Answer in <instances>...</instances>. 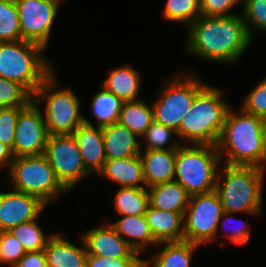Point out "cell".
Masks as SVG:
<instances>
[{
    "mask_svg": "<svg viewBox=\"0 0 266 267\" xmlns=\"http://www.w3.org/2000/svg\"><path fill=\"white\" fill-rule=\"evenodd\" d=\"M172 134L177 135V132L165 125L153 121L151 126L146 130L143 135L146 141H148L146 150L177 149L180 146L178 145V143H173V145L168 149V146H166V148L163 147L165 144H167V142H169Z\"/></svg>",
    "mask_w": 266,
    "mask_h": 267,
    "instance_id": "obj_35",
    "label": "cell"
},
{
    "mask_svg": "<svg viewBox=\"0 0 266 267\" xmlns=\"http://www.w3.org/2000/svg\"><path fill=\"white\" fill-rule=\"evenodd\" d=\"M188 28L187 50L216 62H235L252 41L242 15H201Z\"/></svg>",
    "mask_w": 266,
    "mask_h": 267,
    "instance_id": "obj_1",
    "label": "cell"
},
{
    "mask_svg": "<svg viewBox=\"0 0 266 267\" xmlns=\"http://www.w3.org/2000/svg\"><path fill=\"white\" fill-rule=\"evenodd\" d=\"M19 14L21 37L46 49L61 0H14Z\"/></svg>",
    "mask_w": 266,
    "mask_h": 267,
    "instance_id": "obj_12",
    "label": "cell"
},
{
    "mask_svg": "<svg viewBox=\"0 0 266 267\" xmlns=\"http://www.w3.org/2000/svg\"><path fill=\"white\" fill-rule=\"evenodd\" d=\"M106 160L140 155L137 135L119 122L101 127Z\"/></svg>",
    "mask_w": 266,
    "mask_h": 267,
    "instance_id": "obj_19",
    "label": "cell"
},
{
    "mask_svg": "<svg viewBox=\"0 0 266 267\" xmlns=\"http://www.w3.org/2000/svg\"><path fill=\"white\" fill-rule=\"evenodd\" d=\"M46 204L38 197L20 191L0 193V231L36 219Z\"/></svg>",
    "mask_w": 266,
    "mask_h": 267,
    "instance_id": "obj_14",
    "label": "cell"
},
{
    "mask_svg": "<svg viewBox=\"0 0 266 267\" xmlns=\"http://www.w3.org/2000/svg\"><path fill=\"white\" fill-rule=\"evenodd\" d=\"M221 90L205 86L181 120L177 136L197 145L216 146L229 106L221 101Z\"/></svg>",
    "mask_w": 266,
    "mask_h": 267,
    "instance_id": "obj_3",
    "label": "cell"
},
{
    "mask_svg": "<svg viewBox=\"0 0 266 267\" xmlns=\"http://www.w3.org/2000/svg\"><path fill=\"white\" fill-rule=\"evenodd\" d=\"M26 106L0 107V142L8 146L13 154L14 133L19 113Z\"/></svg>",
    "mask_w": 266,
    "mask_h": 267,
    "instance_id": "obj_33",
    "label": "cell"
},
{
    "mask_svg": "<svg viewBox=\"0 0 266 267\" xmlns=\"http://www.w3.org/2000/svg\"><path fill=\"white\" fill-rule=\"evenodd\" d=\"M262 133H263L264 143L266 146V117L262 118Z\"/></svg>",
    "mask_w": 266,
    "mask_h": 267,
    "instance_id": "obj_43",
    "label": "cell"
},
{
    "mask_svg": "<svg viewBox=\"0 0 266 267\" xmlns=\"http://www.w3.org/2000/svg\"><path fill=\"white\" fill-rule=\"evenodd\" d=\"M222 153L213 145L182 146L176 149L175 176L189 196L215 190L217 165Z\"/></svg>",
    "mask_w": 266,
    "mask_h": 267,
    "instance_id": "obj_6",
    "label": "cell"
},
{
    "mask_svg": "<svg viewBox=\"0 0 266 267\" xmlns=\"http://www.w3.org/2000/svg\"><path fill=\"white\" fill-rule=\"evenodd\" d=\"M82 240L88 255L112 259L139 258L138 252L127 244L111 224L91 229L82 235Z\"/></svg>",
    "mask_w": 266,
    "mask_h": 267,
    "instance_id": "obj_15",
    "label": "cell"
},
{
    "mask_svg": "<svg viewBox=\"0 0 266 267\" xmlns=\"http://www.w3.org/2000/svg\"><path fill=\"white\" fill-rule=\"evenodd\" d=\"M44 47L29 41L0 42V77L22 85L32 96L53 73L42 58Z\"/></svg>",
    "mask_w": 266,
    "mask_h": 267,
    "instance_id": "obj_4",
    "label": "cell"
},
{
    "mask_svg": "<svg viewBox=\"0 0 266 267\" xmlns=\"http://www.w3.org/2000/svg\"><path fill=\"white\" fill-rule=\"evenodd\" d=\"M243 20L249 36L252 38V26L258 30L266 31V0H245L244 2ZM250 22V23H249ZM248 23L250 25H248ZM251 30V31H250Z\"/></svg>",
    "mask_w": 266,
    "mask_h": 267,
    "instance_id": "obj_34",
    "label": "cell"
},
{
    "mask_svg": "<svg viewBox=\"0 0 266 267\" xmlns=\"http://www.w3.org/2000/svg\"><path fill=\"white\" fill-rule=\"evenodd\" d=\"M140 157L147 189L175 179L176 149L145 150Z\"/></svg>",
    "mask_w": 266,
    "mask_h": 267,
    "instance_id": "obj_17",
    "label": "cell"
},
{
    "mask_svg": "<svg viewBox=\"0 0 266 267\" xmlns=\"http://www.w3.org/2000/svg\"><path fill=\"white\" fill-rule=\"evenodd\" d=\"M18 9L14 0H0V42L21 41Z\"/></svg>",
    "mask_w": 266,
    "mask_h": 267,
    "instance_id": "obj_29",
    "label": "cell"
},
{
    "mask_svg": "<svg viewBox=\"0 0 266 267\" xmlns=\"http://www.w3.org/2000/svg\"><path fill=\"white\" fill-rule=\"evenodd\" d=\"M242 109L255 116L266 117V78L247 96Z\"/></svg>",
    "mask_w": 266,
    "mask_h": 267,
    "instance_id": "obj_37",
    "label": "cell"
},
{
    "mask_svg": "<svg viewBox=\"0 0 266 267\" xmlns=\"http://www.w3.org/2000/svg\"><path fill=\"white\" fill-rule=\"evenodd\" d=\"M184 77H181L183 80H171L152 107L154 121L176 132L184 115L192 107L196 95L206 86L196 77Z\"/></svg>",
    "mask_w": 266,
    "mask_h": 267,
    "instance_id": "obj_10",
    "label": "cell"
},
{
    "mask_svg": "<svg viewBox=\"0 0 266 267\" xmlns=\"http://www.w3.org/2000/svg\"><path fill=\"white\" fill-rule=\"evenodd\" d=\"M13 159H14V156L12 154L11 149L5 144H3L2 142H0V168L3 167L4 165L7 166V164L8 166H10Z\"/></svg>",
    "mask_w": 266,
    "mask_h": 267,
    "instance_id": "obj_42",
    "label": "cell"
},
{
    "mask_svg": "<svg viewBox=\"0 0 266 267\" xmlns=\"http://www.w3.org/2000/svg\"><path fill=\"white\" fill-rule=\"evenodd\" d=\"M229 215V216H228ZM231 213L230 212H223L222 214V223L225 224V222L230 223V219L233 218V216H230ZM245 224V222L243 221L242 224ZM224 227V226H223ZM234 230L233 234L228 235L227 239H229L232 243L235 244H246L249 241V236H250V230L247 229V227L244 225V227L242 226V228H236L233 227L232 228Z\"/></svg>",
    "mask_w": 266,
    "mask_h": 267,
    "instance_id": "obj_41",
    "label": "cell"
},
{
    "mask_svg": "<svg viewBox=\"0 0 266 267\" xmlns=\"http://www.w3.org/2000/svg\"><path fill=\"white\" fill-rule=\"evenodd\" d=\"M241 0H199L201 15L209 17H226L235 15L228 11Z\"/></svg>",
    "mask_w": 266,
    "mask_h": 267,
    "instance_id": "obj_39",
    "label": "cell"
},
{
    "mask_svg": "<svg viewBox=\"0 0 266 267\" xmlns=\"http://www.w3.org/2000/svg\"><path fill=\"white\" fill-rule=\"evenodd\" d=\"M140 74L129 65L117 68L109 73L108 79L101 86L122 101H135L140 85Z\"/></svg>",
    "mask_w": 266,
    "mask_h": 267,
    "instance_id": "obj_24",
    "label": "cell"
},
{
    "mask_svg": "<svg viewBox=\"0 0 266 267\" xmlns=\"http://www.w3.org/2000/svg\"><path fill=\"white\" fill-rule=\"evenodd\" d=\"M86 267H145V261L139 258H105L88 255Z\"/></svg>",
    "mask_w": 266,
    "mask_h": 267,
    "instance_id": "obj_38",
    "label": "cell"
},
{
    "mask_svg": "<svg viewBox=\"0 0 266 267\" xmlns=\"http://www.w3.org/2000/svg\"><path fill=\"white\" fill-rule=\"evenodd\" d=\"M99 174L122 185L121 187H143L142 185H139L141 182L146 187L140 155L129 158L106 160L104 167Z\"/></svg>",
    "mask_w": 266,
    "mask_h": 267,
    "instance_id": "obj_21",
    "label": "cell"
},
{
    "mask_svg": "<svg viewBox=\"0 0 266 267\" xmlns=\"http://www.w3.org/2000/svg\"><path fill=\"white\" fill-rule=\"evenodd\" d=\"M14 190L38 197L46 205L69 191L57 178L44 154L15 157L10 165Z\"/></svg>",
    "mask_w": 266,
    "mask_h": 267,
    "instance_id": "obj_7",
    "label": "cell"
},
{
    "mask_svg": "<svg viewBox=\"0 0 266 267\" xmlns=\"http://www.w3.org/2000/svg\"><path fill=\"white\" fill-rule=\"evenodd\" d=\"M235 115L229 109L218 143V152L226 150V165L264 168L266 146L262 133V118L240 110Z\"/></svg>",
    "mask_w": 266,
    "mask_h": 267,
    "instance_id": "obj_2",
    "label": "cell"
},
{
    "mask_svg": "<svg viewBox=\"0 0 266 267\" xmlns=\"http://www.w3.org/2000/svg\"><path fill=\"white\" fill-rule=\"evenodd\" d=\"M92 99V111L98 120L97 127L109 126L119 121L122 101L104 87Z\"/></svg>",
    "mask_w": 266,
    "mask_h": 267,
    "instance_id": "obj_28",
    "label": "cell"
},
{
    "mask_svg": "<svg viewBox=\"0 0 266 267\" xmlns=\"http://www.w3.org/2000/svg\"><path fill=\"white\" fill-rule=\"evenodd\" d=\"M116 211L122 216L145 215L149 205L146 187H121L115 195Z\"/></svg>",
    "mask_w": 266,
    "mask_h": 267,
    "instance_id": "obj_27",
    "label": "cell"
},
{
    "mask_svg": "<svg viewBox=\"0 0 266 267\" xmlns=\"http://www.w3.org/2000/svg\"><path fill=\"white\" fill-rule=\"evenodd\" d=\"M223 206L218 193L214 190L204 194L189 196L184 212V240L201 245L214 240Z\"/></svg>",
    "mask_w": 266,
    "mask_h": 267,
    "instance_id": "obj_9",
    "label": "cell"
},
{
    "mask_svg": "<svg viewBox=\"0 0 266 267\" xmlns=\"http://www.w3.org/2000/svg\"><path fill=\"white\" fill-rule=\"evenodd\" d=\"M35 220L36 219L21 223L9 231L18 239L26 252L44 250L48 240L51 237H44L41 228L38 226L37 221Z\"/></svg>",
    "mask_w": 266,
    "mask_h": 267,
    "instance_id": "obj_30",
    "label": "cell"
},
{
    "mask_svg": "<svg viewBox=\"0 0 266 267\" xmlns=\"http://www.w3.org/2000/svg\"><path fill=\"white\" fill-rule=\"evenodd\" d=\"M73 136L78 143L86 170L90 174L94 171L100 173L106 161L101 127L94 128L84 117V123L73 132Z\"/></svg>",
    "mask_w": 266,
    "mask_h": 267,
    "instance_id": "obj_16",
    "label": "cell"
},
{
    "mask_svg": "<svg viewBox=\"0 0 266 267\" xmlns=\"http://www.w3.org/2000/svg\"><path fill=\"white\" fill-rule=\"evenodd\" d=\"M165 247L157 255H153L152 267H190L191 255L199 245L186 240L163 242ZM149 267V261H145Z\"/></svg>",
    "mask_w": 266,
    "mask_h": 267,
    "instance_id": "obj_25",
    "label": "cell"
},
{
    "mask_svg": "<svg viewBox=\"0 0 266 267\" xmlns=\"http://www.w3.org/2000/svg\"><path fill=\"white\" fill-rule=\"evenodd\" d=\"M153 121V108L148 107L144 101L123 102L118 122L137 136H143Z\"/></svg>",
    "mask_w": 266,
    "mask_h": 267,
    "instance_id": "obj_26",
    "label": "cell"
},
{
    "mask_svg": "<svg viewBox=\"0 0 266 267\" xmlns=\"http://www.w3.org/2000/svg\"><path fill=\"white\" fill-rule=\"evenodd\" d=\"M14 267H47L44 250L26 252Z\"/></svg>",
    "mask_w": 266,
    "mask_h": 267,
    "instance_id": "obj_40",
    "label": "cell"
},
{
    "mask_svg": "<svg viewBox=\"0 0 266 267\" xmlns=\"http://www.w3.org/2000/svg\"><path fill=\"white\" fill-rule=\"evenodd\" d=\"M47 267H86L87 249L78 248L60 234H52L44 249Z\"/></svg>",
    "mask_w": 266,
    "mask_h": 267,
    "instance_id": "obj_20",
    "label": "cell"
},
{
    "mask_svg": "<svg viewBox=\"0 0 266 267\" xmlns=\"http://www.w3.org/2000/svg\"><path fill=\"white\" fill-rule=\"evenodd\" d=\"M201 16L199 0H167L164 17L184 23L187 28Z\"/></svg>",
    "mask_w": 266,
    "mask_h": 267,
    "instance_id": "obj_31",
    "label": "cell"
},
{
    "mask_svg": "<svg viewBox=\"0 0 266 267\" xmlns=\"http://www.w3.org/2000/svg\"><path fill=\"white\" fill-rule=\"evenodd\" d=\"M44 155L57 178L68 189L90 173L84 166L78 143L73 134L49 135Z\"/></svg>",
    "mask_w": 266,
    "mask_h": 267,
    "instance_id": "obj_11",
    "label": "cell"
},
{
    "mask_svg": "<svg viewBox=\"0 0 266 267\" xmlns=\"http://www.w3.org/2000/svg\"><path fill=\"white\" fill-rule=\"evenodd\" d=\"M25 253L15 236L9 231H0V263H9L14 267Z\"/></svg>",
    "mask_w": 266,
    "mask_h": 267,
    "instance_id": "obj_36",
    "label": "cell"
},
{
    "mask_svg": "<svg viewBox=\"0 0 266 267\" xmlns=\"http://www.w3.org/2000/svg\"><path fill=\"white\" fill-rule=\"evenodd\" d=\"M149 204L154 208L171 211L185 212L189 195L175 180L149 187Z\"/></svg>",
    "mask_w": 266,
    "mask_h": 267,
    "instance_id": "obj_22",
    "label": "cell"
},
{
    "mask_svg": "<svg viewBox=\"0 0 266 267\" xmlns=\"http://www.w3.org/2000/svg\"><path fill=\"white\" fill-rule=\"evenodd\" d=\"M264 168L258 166L226 165L223 169L224 183L217 175L215 191L223 210L257 214L262 202V180Z\"/></svg>",
    "mask_w": 266,
    "mask_h": 267,
    "instance_id": "obj_5",
    "label": "cell"
},
{
    "mask_svg": "<svg viewBox=\"0 0 266 267\" xmlns=\"http://www.w3.org/2000/svg\"><path fill=\"white\" fill-rule=\"evenodd\" d=\"M49 132L45 118L33 100L19 113L14 133L13 156L42 155Z\"/></svg>",
    "mask_w": 266,
    "mask_h": 267,
    "instance_id": "obj_13",
    "label": "cell"
},
{
    "mask_svg": "<svg viewBox=\"0 0 266 267\" xmlns=\"http://www.w3.org/2000/svg\"><path fill=\"white\" fill-rule=\"evenodd\" d=\"M31 96L19 83L0 77V107L27 106Z\"/></svg>",
    "mask_w": 266,
    "mask_h": 267,
    "instance_id": "obj_32",
    "label": "cell"
},
{
    "mask_svg": "<svg viewBox=\"0 0 266 267\" xmlns=\"http://www.w3.org/2000/svg\"><path fill=\"white\" fill-rule=\"evenodd\" d=\"M111 225L127 244L138 253L150 244H159L153 237L145 215L123 216L121 220ZM124 235L133 238V240L125 238Z\"/></svg>",
    "mask_w": 266,
    "mask_h": 267,
    "instance_id": "obj_23",
    "label": "cell"
},
{
    "mask_svg": "<svg viewBox=\"0 0 266 267\" xmlns=\"http://www.w3.org/2000/svg\"><path fill=\"white\" fill-rule=\"evenodd\" d=\"M54 73L49 75L35 92V103L47 99L45 123L49 135L73 134L84 123V116L79 113V101L71 89L57 90L48 95L55 87Z\"/></svg>",
    "mask_w": 266,
    "mask_h": 267,
    "instance_id": "obj_8",
    "label": "cell"
},
{
    "mask_svg": "<svg viewBox=\"0 0 266 267\" xmlns=\"http://www.w3.org/2000/svg\"><path fill=\"white\" fill-rule=\"evenodd\" d=\"M183 215L184 212L163 211L150 204L145 213L153 237L159 244L184 240Z\"/></svg>",
    "mask_w": 266,
    "mask_h": 267,
    "instance_id": "obj_18",
    "label": "cell"
}]
</instances>
